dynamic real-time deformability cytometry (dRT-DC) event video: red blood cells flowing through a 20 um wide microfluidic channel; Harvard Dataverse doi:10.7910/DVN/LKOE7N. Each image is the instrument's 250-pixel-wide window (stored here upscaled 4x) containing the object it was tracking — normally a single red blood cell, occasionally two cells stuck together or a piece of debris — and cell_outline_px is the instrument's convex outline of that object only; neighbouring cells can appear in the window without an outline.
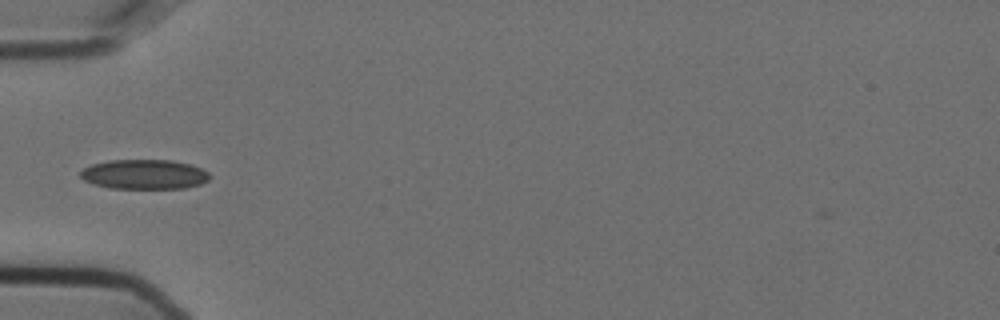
{"species": "Egyptian fruit bat (a non-hibernating species)", "species_latin": "Rousettus aegyptiacus", "temperature_condition": "cold", "stored_images_in_passage": 31, "camera_frame_rate_fps": 3000, "um_per_image_px": 0.085, "animal": {"sex": "female"}, "frame": {"image": 1, "passage_image": 1, "time_ms": 0.0, "image_size_px": [1000, 320], "cell_outline_px": [[212, 176], [208, 180], [200, 184], [184, 188], [108, 188], [92, 184], [84, 180], [80, 176], [80, 172], [84, 168], [92, 164], [108, 160], [172, 160], [188, 164], [200, 168], [208, 172]], "centroid_in_image_um": [12.25, 14.82], "position_along_channel_um": 72.8, "area_um2": 22.37}}
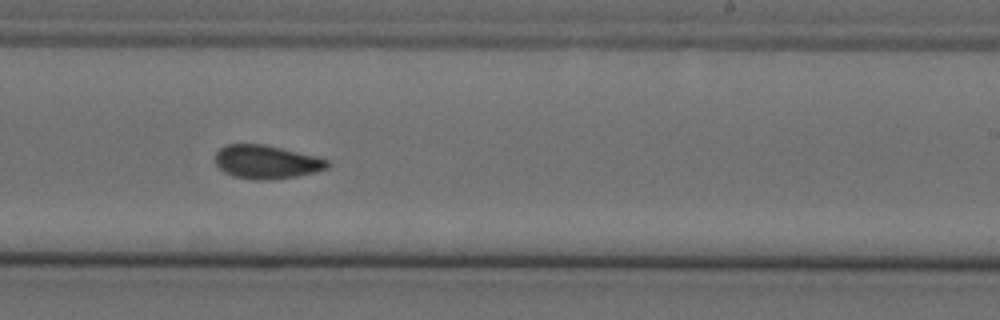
{"frame": {"image": 2, "passage_image": 17, "time_ms": 5.333, "image_size_px": [1000, 320], "cell_outline_px": [[332, 164], [328, 168], [316, 172], [296, 176], [272, 180], [252, 180], [232, 176], [224, 172], [216, 164], [216, 152], [220, 148], [228, 144], [264, 144], [316, 156], [328, 160]], "centroid_in_image_um": [22.67, 13.78], "position_along_channel_um": 266.3, "area_um2": 22.08}}
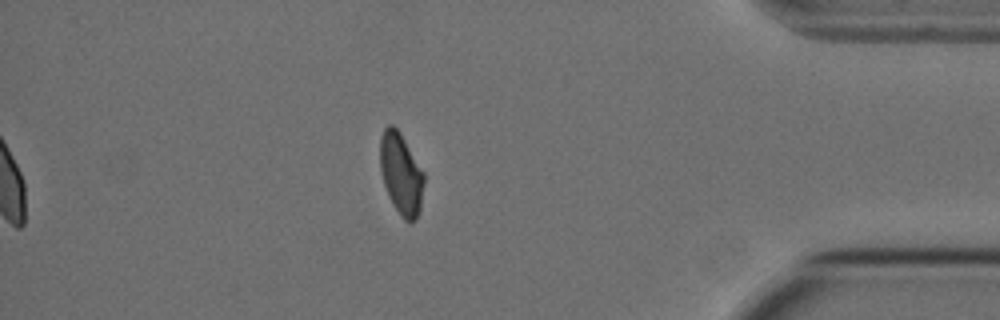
{"frame": {"image": 3, "passage_image": 31, "time_ms": 10.0, "image_size_px": [1000, 320], "cell_outline_px": [[424, 184], [420, 208], [416, 220], [408, 224], [400, 216], [392, 204], [388, 196], [384, 184], [380, 168], [380, 136], [384, 128], [388, 124], [392, 124], [400, 132], [424, 172]], "centroid_in_image_um": [34.09, 14.79], "position_along_channel_um": 401.1, "area_um2": 21.1}, "authors_computed_cell_mechanics": {"area_um2": 21.9062, "velocity_mm_per_s": 3.629, "shape_relaxation_time_tau1_ms": null, "shape_relaxation_time_tau2_ms": 2.2555, "deformation_change_tau1": null, "deformation_change_tau2": 0.061}}